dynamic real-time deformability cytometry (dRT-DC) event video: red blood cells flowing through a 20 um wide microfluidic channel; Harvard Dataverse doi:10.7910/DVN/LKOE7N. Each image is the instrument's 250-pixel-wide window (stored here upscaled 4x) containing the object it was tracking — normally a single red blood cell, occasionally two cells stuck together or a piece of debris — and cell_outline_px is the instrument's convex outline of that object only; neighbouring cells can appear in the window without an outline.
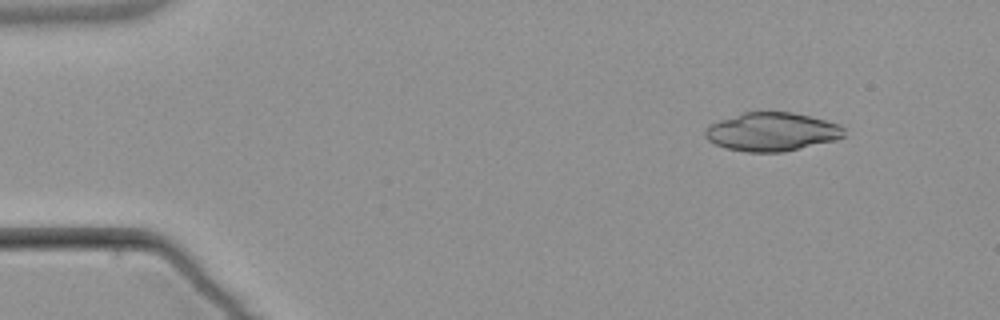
{"species": "common noctule bat (a hibernating species)", "species_latin": "Nyctalus noctula", "temperature_condition": "warm", "stored_images_in_passage": 4, "camera_frame_rate_fps": 3000, "um_per_image_px": 0.085, "animal": {"sex": "male", "body_mass_g": 21.5, "forearm_length_mm": 52.0}, "frame": {"image": 1, "passage_image": 2, "time_ms": 1.333, "image_size_px": [1000, 320], "cell_outline_px": [[844, 136], [836, 140], [784, 152], [748, 152], [728, 148], [716, 144], [708, 140], [704, 136], [704, 128], [708, 124], [744, 112], [792, 112], [840, 124], [844, 128]], "centroid_in_image_um": [65.59, 11.2], "position_along_channel_um": 19.4, "area_um2": 31.15}}